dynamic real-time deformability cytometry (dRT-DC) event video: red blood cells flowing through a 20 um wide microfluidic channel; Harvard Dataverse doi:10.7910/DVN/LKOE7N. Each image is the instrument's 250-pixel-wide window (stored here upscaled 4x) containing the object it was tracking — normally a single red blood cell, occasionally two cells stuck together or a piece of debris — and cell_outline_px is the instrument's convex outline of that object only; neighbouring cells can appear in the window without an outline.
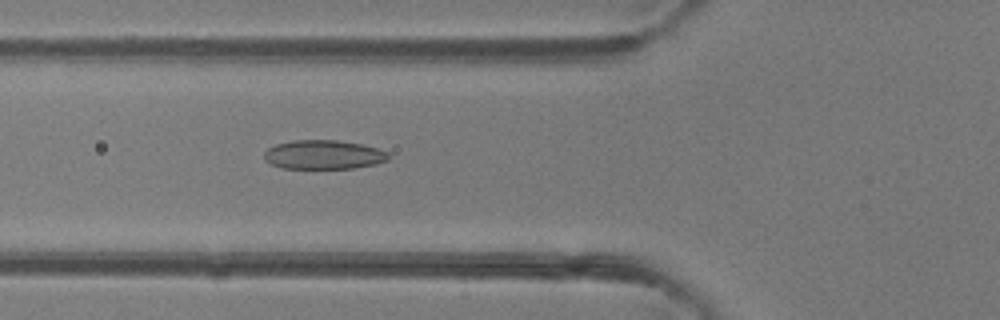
{"species": "common noctule bat (a hibernating species)", "species_latin": "Nyctalus noctula", "temperature_condition": "room temperature", "stored_images_in_passage": 44, "camera_frame_rate_fps": 3000, "um_per_image_px": 0.085, "animal": {"sex": "female"}, "frame": {"image": 1, "passage_image": 14, "time_ms": 4.333, "image_size_px": [1000, 320], "cell_outline_px": [[388, 160], [376, 164], [352, 168], [280, 168], [264, 160], [264, 152], [268, 148], [276, 144], [292, 140], [336, 140], [360, 144], [376, 148], [388, 152]], "centroid_in_image_um": [27.47, 13.15], "position_along_channel_um": 98.3, "area_um2": 20.98}}
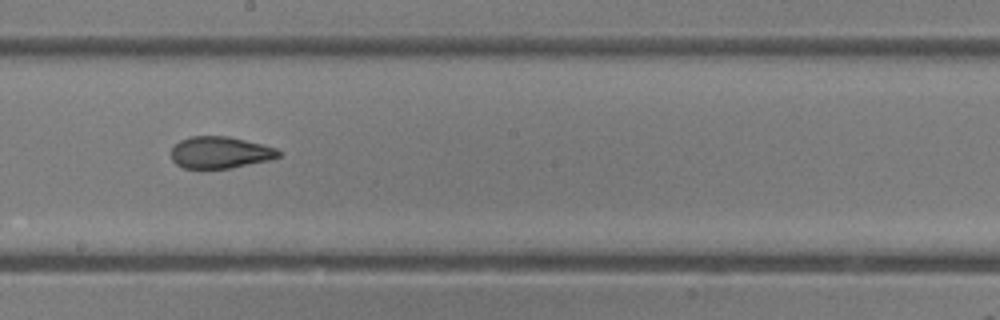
{"frame": {"image": 2, "passage_image": 23, "time_ms": 7.333, "image_size_px": [1000, 320], "cell_outline_px": [[280, 156], [272, 160], [228, 168], [184, 168], [176, 164], [172, 160], [172, 148], [180, 140], [192, 136], [228, 136], [276, 148], [280, 152]], "centroid_in_image_um": [18.71, 12.96], "position_along_channel_um": 229.5, "area_um2": 19.71}}
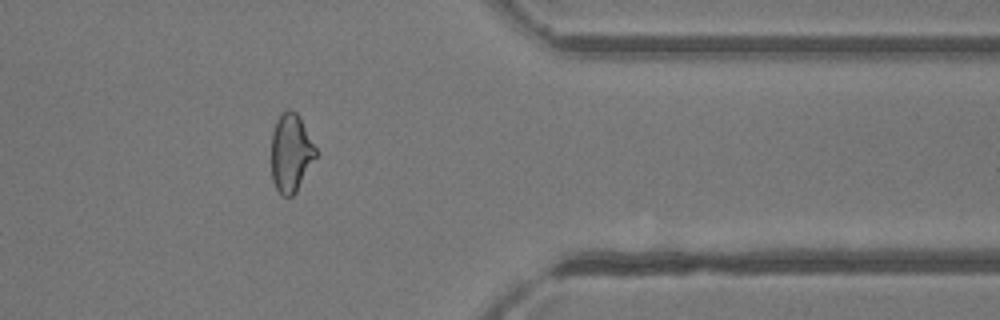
{"frame": {"image": 3, "passage_image": 35, "time_ms": 11.333, "image_size_px": [1000, 320], "cell_outline_px": [[316, 156], [296, 192], [292, 196], [284, 196], [276, 188], [272, 180], [272, 132], [276, 120], [280, 112], [288, 108], [296, 112], [300, 116], [316, 148]], "centroid_in_image_um": [24.72, 12.94], "position_along_channel_um": 386.7, "area_um2": 20.23}, "authors_computed_cell_mechanics": {"area_um2": 20.9525, "velocity_mm_per_s": 4.3491, "shape_relaxation_time_tau1_ms": 10.7938, "shape_relaxation_time_tau2_ms": 1.6357, "deformation_change_tau1": 0.2314, "deformation_change_tau2": 0.0912}}